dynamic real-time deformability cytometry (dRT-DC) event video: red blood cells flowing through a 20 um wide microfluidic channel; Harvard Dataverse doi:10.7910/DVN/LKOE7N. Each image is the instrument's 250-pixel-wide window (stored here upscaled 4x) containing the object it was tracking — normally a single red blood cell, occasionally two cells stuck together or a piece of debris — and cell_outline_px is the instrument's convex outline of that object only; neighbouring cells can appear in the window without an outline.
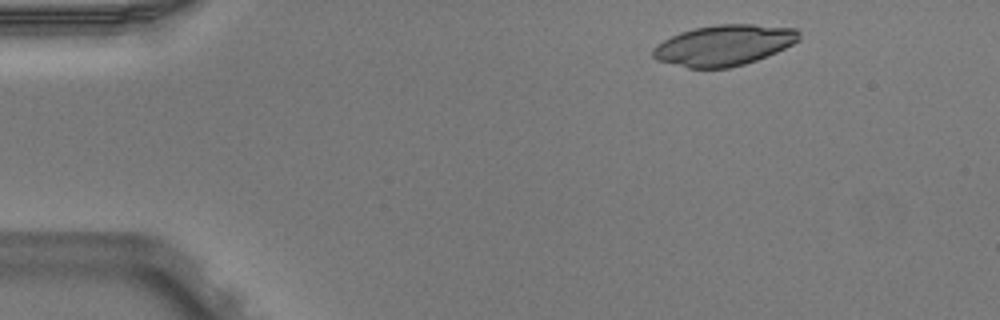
{"species": "Egyptian fruit bat (a non-hibernating species)", "species_latin": "Rousettus aegyptiacus", "temperature_condition": "warm", "stored_images_in_passage": 4, "camera_frame_rate_fps": 3000, "um_per_image_px": 0.085, "animal": {"sex": "male"}, "frame": {"image": 1, "passage_image": 2, "time_ms": 0.333, "image_size_px": [1000, 320], "cell_outline_px": [[800, 40], [776, 52], [756, 60], [744, 64], [728, 68], [688, 68], [656, 60], [652, 56], [652, 48], [656, 44], [680, 32], [696, 28], [716, 24], [752, 24], [796, 28], [800, 32]], "centroid_in_image_um": [61.53, 3.84], "position_along_channel_um": 23.5, "area_um2": 34.68}}